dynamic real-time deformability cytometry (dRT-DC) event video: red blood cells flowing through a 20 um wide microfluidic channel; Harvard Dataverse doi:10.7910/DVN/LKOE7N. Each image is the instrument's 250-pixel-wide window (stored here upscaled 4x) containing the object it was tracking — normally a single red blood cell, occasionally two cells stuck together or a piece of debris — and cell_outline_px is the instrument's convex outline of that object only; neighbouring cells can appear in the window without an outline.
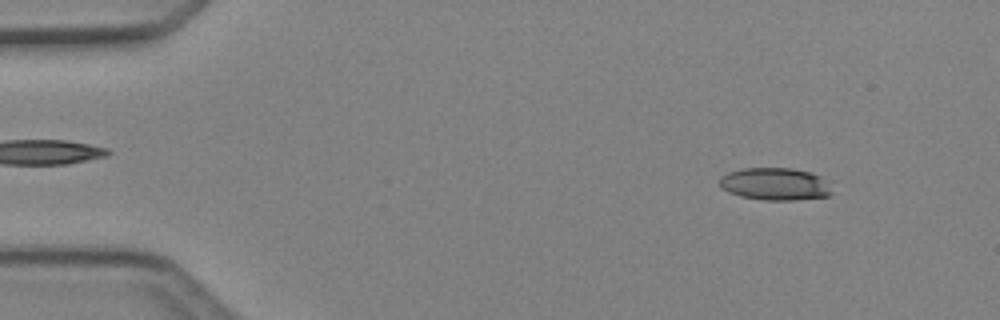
{"species": "Egyptian fruit bat (a non-hibernating species)", "species_latin": "Rousettus aegyptiacus", "temperature_condition": "cold", "stored_images_in_passage": 47, "camera_frame_rate_fps": 3000, "um_per_image_px": 0.085, "animal": {"sex": "female"}, "frame": {"image": 1, "passage_image": 5, "time_ms": 1.333, "image_size_px": [1000, 320], "cell_outline_px": [[832, 192], [828, 196], [796, 200], [764, 200], [740, 196], [728, 192], [720, 188], [720, 176], [728, 172], [744, 168], [792, 168], [812, 172], [820, 176]], "centroid_in_image_um": [65.83, 15.64], "position_along_channel_um": 19.2, "area_um2": 21.21}}
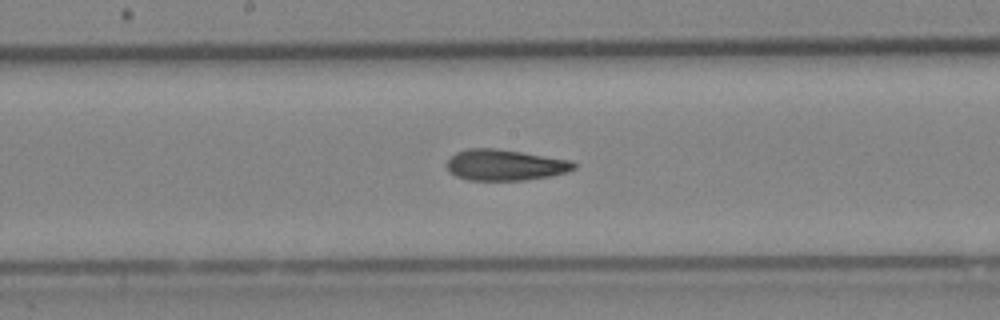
{"frame": {"image": 2, "passage_image": 25, "time_ms": 8.0, "image_size_px": [1000, 320], "cell_outline_px": [[576, 168], [568, 172], [548, 176], [524, 180], [468, 180], [456, 176], [448, 172], [444, 164], [456, 152], [468, 148], [492, 148], [520, 152], [572, 160], [576, 164]], "centroid_in_image_um": [42.89, 14.03], "position_along_channel_um": 205.3, "area_um2": 23.0}}
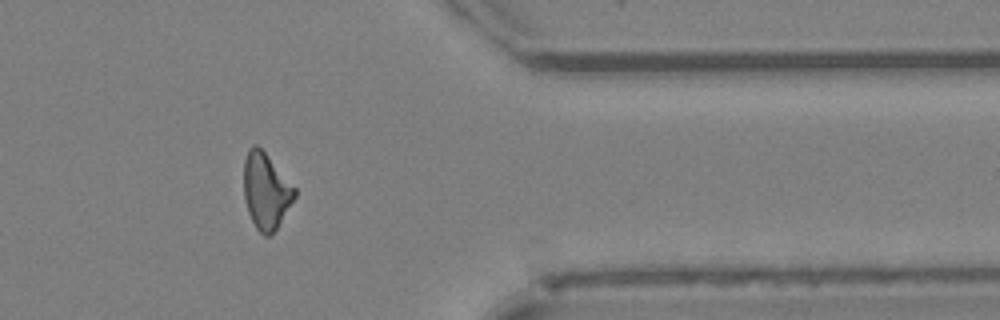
{"frame": {"image": 3, "passage_image": 39, "time_ms": 12.667, "image_size_px": [1000, 320], "cell_outline_px": [[296, 196], [276, 228], [268, 236], [264, 236], [256, 228], [248, 212], [244, 196], [244, 160], [248, 148], [252, 144], [256, 144], [264, 152], [296, 188]], "centroid_in_image_um": [22.59, 16.21], "position_along_channel_um": 388.8, "area_um2": 22.2}}